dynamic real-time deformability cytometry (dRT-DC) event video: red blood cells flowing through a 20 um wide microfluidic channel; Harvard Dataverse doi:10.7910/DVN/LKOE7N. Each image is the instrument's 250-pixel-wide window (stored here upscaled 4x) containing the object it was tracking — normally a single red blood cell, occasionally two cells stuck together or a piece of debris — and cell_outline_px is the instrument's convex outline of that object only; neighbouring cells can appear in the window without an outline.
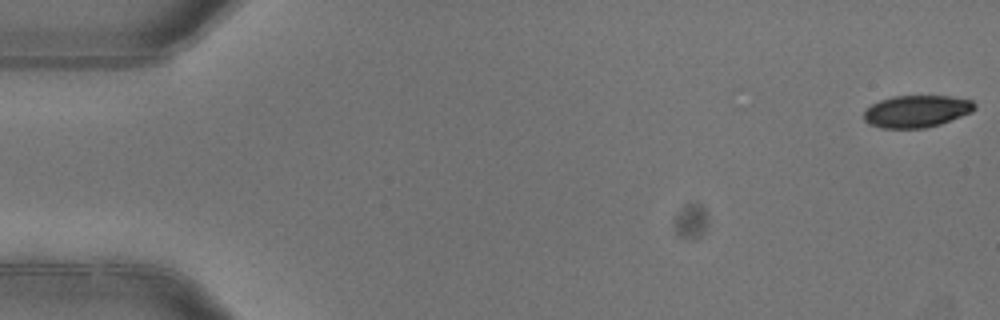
{"species": "common noctule bat (a hibernating species)", "species_latin": "Nyctalus noctula", "temperature_condition": "warm", "stored_images_in_passage": 5, "camera_frame_rate_fps": 3000, "um_per_image_px": 0.085, "animal": {"sex": "female"}, "frame": {"image": 1, "passage_image": 1, "time_ms": 0.0, "image_size_px": [1000, 320], "cell_outline_px": [[976, 108], [972, 112], [940, 124], [924, 128], [880, 128], [868, 124], [864, 120], [864, 112], [872, 104], [880, 100], [892, 96], [952, 96], [972, 100], [976, 104]], "centroid_in_image_um": [77.92, 9.46], "position_along_channel_um": 7.1, "area_um2": 20.81}}
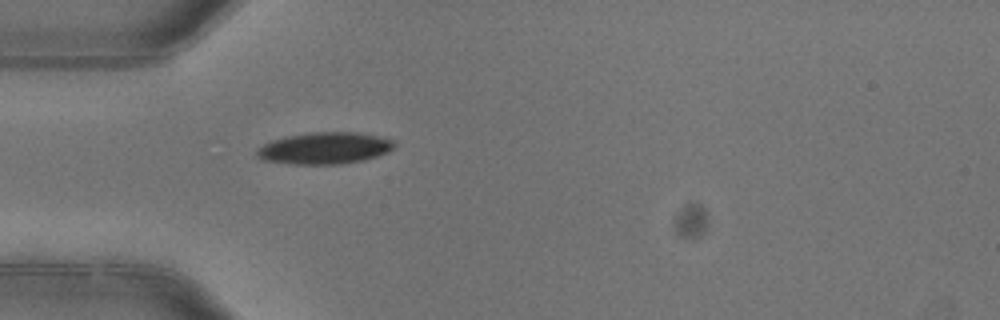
{"frame": {"image": 2, "passage_image": 5, "time_ms": 1.333, "image_size_px": [1000, 320], "cell_outline_px": [[396, 144], [388, 152], [364, 160], [340, 164], [288, 164], [260, 160], [256, 156], [256, 148], [272, 140], [284, 136], [308, 132], [356, 132], [376, 136], [392, 140]], "centroid_in_image_um": [27.52, 12.6], "position_along_channel_um": 57.5, "area_um2": 25.61}}